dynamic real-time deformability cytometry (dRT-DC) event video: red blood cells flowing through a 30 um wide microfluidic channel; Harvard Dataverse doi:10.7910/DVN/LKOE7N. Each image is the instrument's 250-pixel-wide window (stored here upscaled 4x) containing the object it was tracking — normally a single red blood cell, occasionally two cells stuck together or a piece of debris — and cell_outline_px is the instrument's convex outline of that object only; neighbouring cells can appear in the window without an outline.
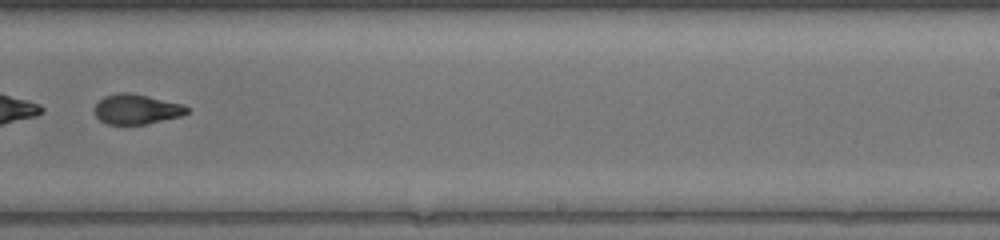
{"species": "common noctule bat (a hibernating species)", "species_latin": "Nyctalus noctula", "temperature_condition": "warm", "stored_images_in_passage": 48, "segment_of_instrument_passage": [2, 2], "camera_frame_rate_fps": 3000, "um_per_image_px": 0.085, "animal": {"sex": "female", "body_mass_g": 17.0, "forearm_length_mm": 48.0}, "frame": {"image": 1, "passage_image": 32, "time_ms": 10.333, "image_size_px": [1000, 240], "cell_outline_px": [[188, 112], [180, 116], [144, 124], [108, 124], [100, 120], [96, 116], [96, 104], [104, 96], [116, 92], [128, 92], [148, 96], [180, 104], [188, 108]], "centroid_in_image_um": [11.57, 9.27], "position_along_channel_um": 277.4, "area_um2": 15.78}}